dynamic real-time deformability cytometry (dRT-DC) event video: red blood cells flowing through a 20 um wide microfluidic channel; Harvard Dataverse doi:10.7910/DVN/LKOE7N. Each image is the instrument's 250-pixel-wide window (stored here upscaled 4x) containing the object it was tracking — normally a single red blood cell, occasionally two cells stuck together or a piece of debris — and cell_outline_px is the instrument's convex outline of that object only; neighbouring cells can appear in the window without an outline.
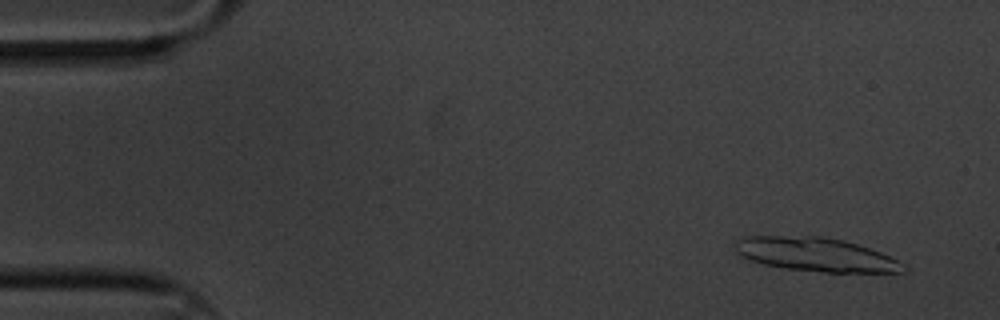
{"species": "common noctule bat (a hibernating species)", "species_latin": "Nyctalus noctula", "temperature_condition": "cold", "stored_images_in_passage": 9, "camera_frame_rate_fps": 3000, "um_per_image_px": 0.085, "animal": {"sex": "male", "body_mass_g": 20.1, "forearm_length_mm": 53.5}, "frame": {"image": 1, "passage_image": 1, "time_ms": 0.0, "image_size_px": [1000, 320], "cell_outline_px": [[908, 268], [904, 272], [824, 272], [784, 268], [764, 264], [740, 256], [736, 252], [736, 240], [744, 236], [824, 236], [844, 240], [880, 252], [904, 264]], "centroid_in_image_um": [69.33, 21.63], "position_along_channel_um": 15.7, "area_um2": 32.95}}